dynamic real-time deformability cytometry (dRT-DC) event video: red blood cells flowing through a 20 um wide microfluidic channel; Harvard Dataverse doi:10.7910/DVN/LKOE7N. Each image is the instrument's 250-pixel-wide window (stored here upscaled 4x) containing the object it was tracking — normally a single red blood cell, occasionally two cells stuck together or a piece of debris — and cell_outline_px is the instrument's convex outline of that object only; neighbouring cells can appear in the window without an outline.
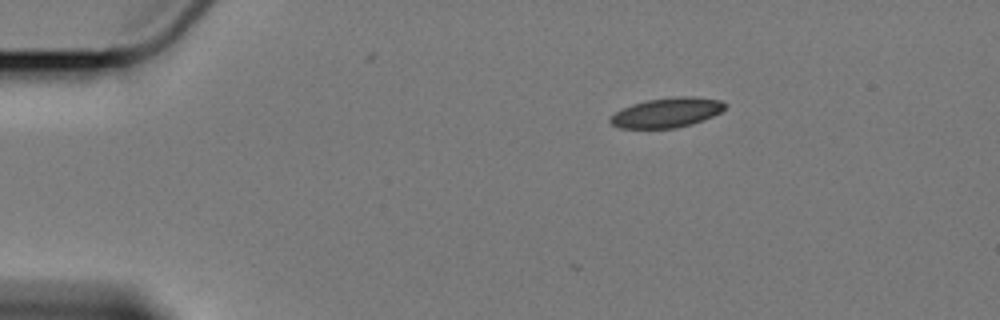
{"species": "Egyptian fruit bat (a non-hibernating species)", "species_latin": "Rousettus aegyptiacus", "temperature_condition": "cold", "stored_images_in_passage": 6, "camera_frame_rate_fps": 3000, "um_per_image_px": 0.085, "animal": {"sex": "female"}, "frame": {"image": 1, "passage_image": 1, "time_ms": 0.0, "image_size_px": [1000, 320], "cell_outline_px": [[728, 104], [720, 112], [704, 120], [692, 124], [676, 128], [620, 128], [612, 124], [608, 120], [616, 112], [632, 104], [648, 100], [676, 96], [696, 96], [720, 100]], "centroid_in_image_um": [56.72, 9.56], "position_along_channel_um": 28.3, "area_um2": 19.83}}